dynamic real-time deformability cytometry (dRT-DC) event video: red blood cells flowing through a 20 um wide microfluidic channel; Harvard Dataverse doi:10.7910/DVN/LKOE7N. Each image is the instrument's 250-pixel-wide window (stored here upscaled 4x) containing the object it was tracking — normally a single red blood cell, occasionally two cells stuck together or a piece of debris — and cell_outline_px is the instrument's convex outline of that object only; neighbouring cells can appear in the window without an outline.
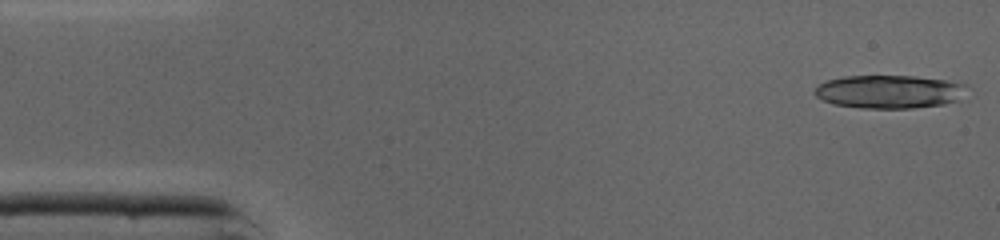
{"species": "common noctule bat (a hibernating species)", "species_latin": "Nyctalus noctula", "temperature_condition": "cold", "stored_images_in_passage": 21, "camera_frame_rate_fps": 3000, "um_per_image_px": 0.085, "animal": {"sex": "male", "body_mass_g": 19.0, "forearm_length_mm": 50.8}, "frame": {"image": 1, "passage_image": 1, "time_ms": 0.0, "image_size_px": [1000, 240], "cell_outline_px": [[968, 84], [956, 100], [944, 104], [912, 108], [860, 108], [832, 104], [816, 96], [812, 92], [820, 84], [828, 80], [844, 76], [916, 76], [944, 80]], "centroid_in_image_um": [75.53, 7.79], "position_along_channel_um": 9.5, "area_um2": 29.25}}